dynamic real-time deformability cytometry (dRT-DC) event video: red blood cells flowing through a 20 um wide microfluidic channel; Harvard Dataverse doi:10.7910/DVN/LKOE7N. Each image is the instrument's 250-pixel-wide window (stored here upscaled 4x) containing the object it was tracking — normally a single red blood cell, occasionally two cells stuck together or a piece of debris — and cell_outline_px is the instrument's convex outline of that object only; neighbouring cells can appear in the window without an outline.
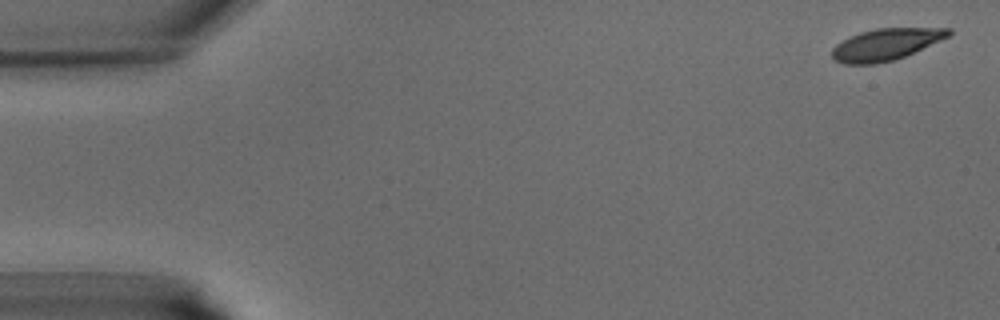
{"species": "common noctule bat (a hibernating species)", "species_latin": "Nyctalus noctula", "temperature_condition": "warm", "stored_images_in_passage": 43, "camera_frame_rate_fps": 3000, "um_per_image_px": 0.085, "animal": {"sex": "male", "body_mass_g": 15.6}, "frame": {"image": 1, "passage_image": 2, "time_ms": 0.333, "image_size_px": [1000, 320], "cell_outline_px": [[952, 32], [948, 36], [940, 40], [904, 56], [892, 60], [876, 64], [844, 64], [836, 60], [832, 56], [832, 48], [836, 44], [860, 32], [876, 28], [952, 28]], "centroid_in_image_um": [75.28, 3.77], "position_along_channel_um": 9.7, "area_um2": 21.15}}
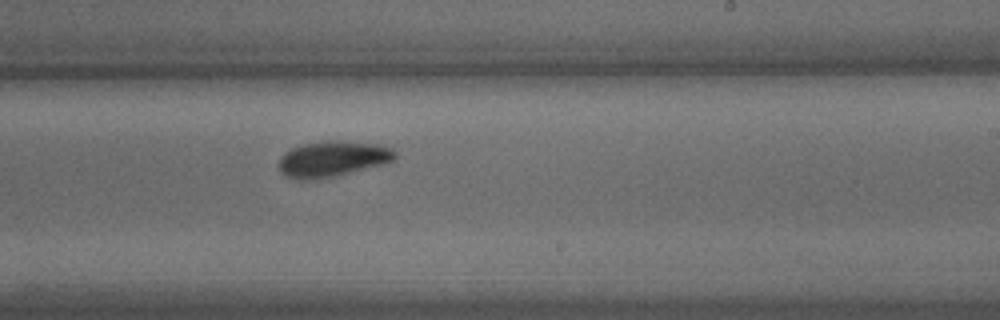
{"frame": {"image": 2, "passage_image": 26, "time_ms": 8.333, "image_size_px": [1000, 320], "cell_outline_px": [[396, 160], [388, 164], [336, 176], [312, 180], [292, 180], [284, 176], [280, 172], [280, 156], [284, 152], [292, 148], [304, 144], [324, 140], [336, 140], [380, 144], [392, 148], [396, 152]], "centroid_in_image_um": [28.3, 13.52], "position_along_channel_um": 260.7, "area_um2": 24.85}}
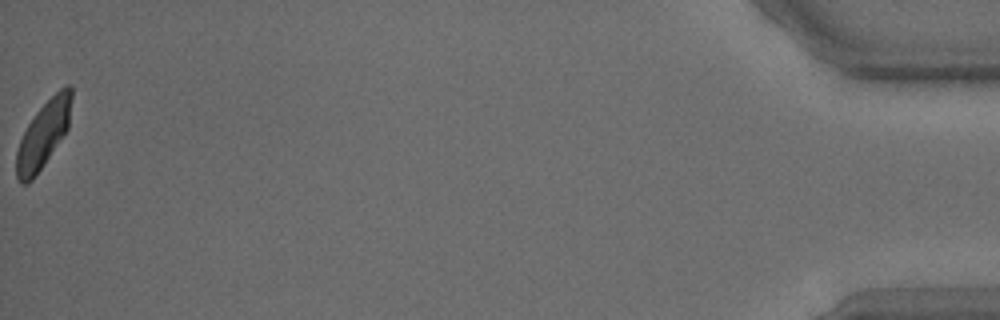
{"frame": {"image": 3, "passage_image": 43, "time_ms": 14.0, "image_size_px": [1000, 320], "cell_outline_px": [[72, 96], [68, 128], [44, 164], [32, 180], [28, 184], [20, 184], [16, 176], [16, 152], [20, 140], [28, 124], [36, 112], [60, 88], [68, 84], [72, 84]], "centroid_in_image_um": [3.68, 11.44], "position_along_channel_um": 431.5, "area_um2": 21.15}}